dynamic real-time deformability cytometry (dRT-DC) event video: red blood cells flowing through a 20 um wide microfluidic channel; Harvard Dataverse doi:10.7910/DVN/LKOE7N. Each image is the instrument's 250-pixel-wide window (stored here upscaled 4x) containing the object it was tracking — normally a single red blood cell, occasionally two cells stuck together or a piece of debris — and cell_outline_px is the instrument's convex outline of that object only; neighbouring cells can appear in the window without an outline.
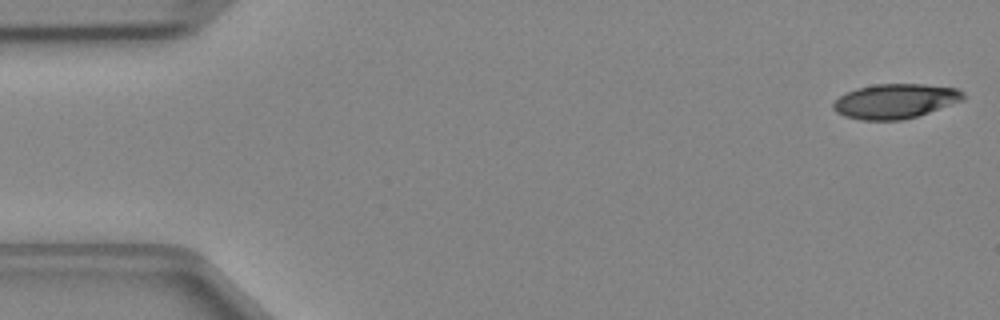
{"species": "Egyptian fruit bat (a non-hibernating species)", "species_latin": "Rousettus aegyptiacus", "temperature_condition": "cold", "stored_images_in_passage": 47, "camera_frame_rate_fps": 3000, "um_per_image_px": 0.085, "animal": {"sex": "female"}, "frame": {"image": 1, "passage_image": 1, "time_ms": 0.0, "image_size_px": [1000, 320], "cell_outline_px": [[964, 100], [916, 116], [900, 120], [860, 120], [844, 116], [836, 112], [832, 108], [832, 104], [840, 96], [856, 88], [876, 84], [924, 84], [956, 88], [964, 92]], "centroid_in_image_um": [76.08, 8.59], "position_along_channel_um": 8.9, "area_um2": 26.13}}
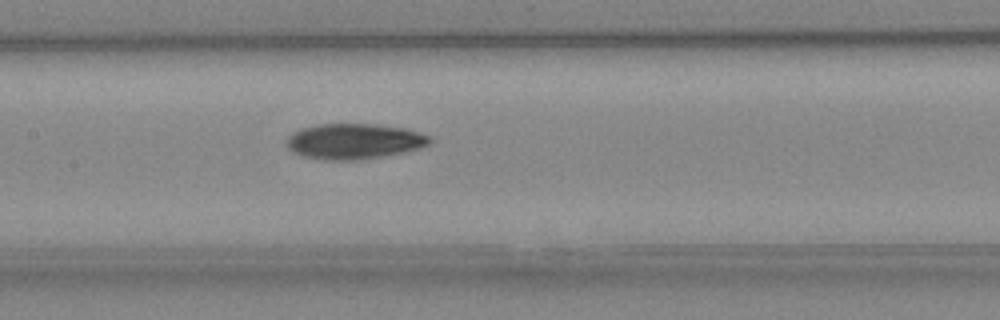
{"frame": {"image": 2, "passage_image": 22, "time_ms": 7.0, "image_size_px": [1000, 320], "cell_outline_px": [[432, 140], [428, 144], [420, 148], [404, 152], [384, 156], [360, 160], [324, 160], [304, 156], [292, 152], [288, 148], [288, 136], [292, 132], [300, 128], [316, 124], [376, 124], [404, 128], [420, 132], [428, 136]], "centroid_in_image_um": [30.09, 12.01], "position_along_channel_um": 177.3, "area_um2": 29.71}}
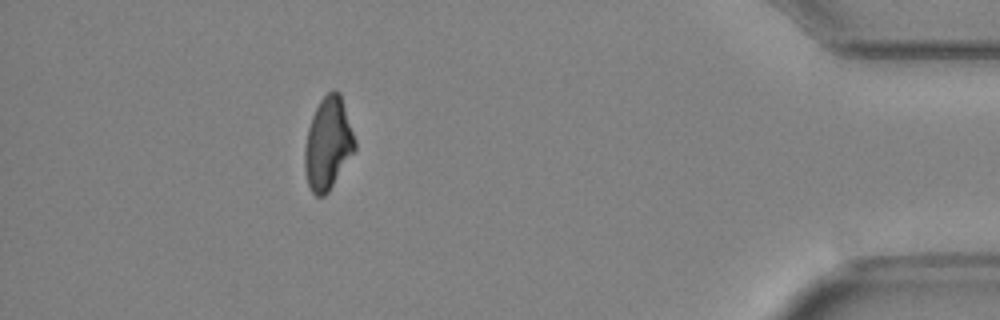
{"frame": {"image": 3, "passage_image": 42, "time_ms": 13.667, "image_size_px": [1000, 320], "cell_outline_px": [[356, 148], [328, 192], [324, 196], [316, 196], [312, 192], [308, 184], [304, 168], [304, 148], [308, 128], [312, 116], [320, 100], [332, 88], [340, 92], [356, 140]], "centroid_in_image_um": [27.87, 12.18], "position_along_channel_um": 407.3, "area_um2": 26.93}}